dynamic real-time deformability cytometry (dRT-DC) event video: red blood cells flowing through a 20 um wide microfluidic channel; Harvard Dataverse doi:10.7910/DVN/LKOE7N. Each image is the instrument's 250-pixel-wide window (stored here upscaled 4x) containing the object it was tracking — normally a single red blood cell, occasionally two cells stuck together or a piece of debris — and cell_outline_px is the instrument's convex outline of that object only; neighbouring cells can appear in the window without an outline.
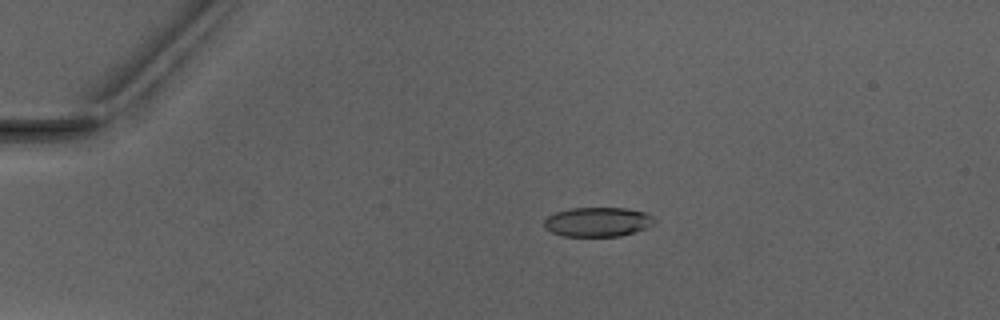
{"species": "Egyptian fruit bat (a non-hibernating species)", "species_latin": "Rousettus aegyptiacus", "temperature_condition": "warm", "stored_images_in_passage": 5, "camera_frame_rate_fps": 3000, "um_per_image_px": 0.085, "animal": {"sex": "male"}, "frame": {"image": 1, "passage_image": 3, "time_ms": 3.333, "image_size_px": [1000, 320], "cell_outline_px": [[656, 220], [652, 224], [644, 228], [620, 236], [564, 236], [552, 232], [544, 228], [544, 220], [548, 216], [556, 212], [568, 208], [624, 208], [644, 212], [652, 216]], "centroid_in_image_um": [50.76, 18.86], "position_along_channel_um": 34.2, "area_um2": 18.73}}